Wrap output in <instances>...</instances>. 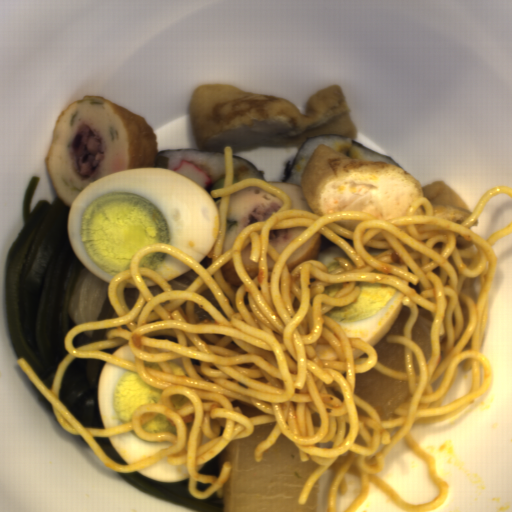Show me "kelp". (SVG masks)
I'll use <instances>...</instances> for the list:
<instances>
[{
	"label": "kelp",
	"mask_w": 512,
	"mask_h": 512,
	"mask_svg": "<svg viewBox=\"0 0 512 512\" xmlns=\"http://www.w3.org/2000/svg\"><path fill=\"white\" fill-rule=\"evenodd\" d=\"M109 329H118L117 326L116 327H110V328H104V329H95L94 333H93V336L92 338H89L83 331L81 333H79L78 335H76L73 339H72V345L75 347V348H78L82 345H85L87 343H91V342H95V341H99V340H103V339H108L107 336H106V332L109 330Z\"/></svg>",
	"instance_id": "kelp-4"
},
{
	"label": "kelp",
	"mask_w": 512,
	"mask_h": 512,
	"mask_svg": "<svg viewBox=\"0 0 512 512\" xmlns=\"http://www.w3.org/2000/svg\"><path fill=\"white\" fill-rule=\"evenodd\" d=\"M40 176L28 182L23 224L5 263L6 324L12 347L51 390L58 364L69 353L65 334L77 326L69 313L83 264L70 246L67 218L71 206L57 195L32 209Z\"/></svg>",
	"instance_id": "kelp-1"
},
{
	"label": "kelp",
	"mask_w": 512,
	"mask_h": 512,
	"mask_svg": "<svg viewBox=\"0 0 512 512\" xmlns=\"http://www.w3.org/2000/svg\"><path fill=\"white\" fill-rule=\"evenodd\" d=\"M106 362L75 357L62 376L60 401L86 427L104 428L98 394Z\"/></svg>",
	"instance_id": "kelp-2"
},
{
	"label": "kelp",
	"mask_w": 512,
	"mask_h": 512,
	"mask_svg": "<svg viewBox=\"0 0 512 512\" xmlns=\"http://www.w3.org/2000/svg\"><path fill=\"white\" fill-rule=\"evenodd\" d=\"M122 345H124V343L119 346H116L114 348L101 349V350L113 355Z\"/></svg>",
	"instance_id": "kelp-9"
},
{
	"label": "kelp",
	"mask_w": 512,
	"mask_h": 512,
	"mask_svg": "<svg viewBox=\"0 0 512 512\" xmlns=\"http://www.w3.org/2000/svg\"><path fill=\"white\" fill-rule=\"evenodd\" d=\"M115 471V470H114ZM118 476L129 484L166 502L195 512H223L222 498L216 491L208 499H199L188 492L189 478L178 482H158L134 472H118Z\"/></svg>",
	"instance_id": "kelp-3"
},
{
	"label": "kelp",
	"mask_w": 512,
	"mask_h": 512,
	"mask_svg": "<svg viewBox=\"0 0 512 512\" xmlns=\"http://www.w3.org/2000/svg\"><path fill=\"white\" fill-rule=\"evenodd\" d=\"M113 318H119V317L108 298L99 321L106 320V319H113Z\"/></svg>",
	"instance_id": "kelp-8"
},
{
	"label": "kelp",
	"mask_w": 512,
	"mask_h": 512,
	"mask_svg": "<svg viewBox=\"0 0 512 512\" xmlns=\"http://www.w3.org/2000/svg\"><path fill=\"white\" fill-rule=\"evenodd\" d=\"M94 437V436H93ZM104 454L109 457L112 461L117 462L119 464L128 465L125 460L118 454V452L114 449L109 437H94Z\"/></svg>",
	"instance_id": "kelp-5"
},
{
	"label": "kelp",
	"mask_w": 512,
	"mask_h": 512,
	"mask_svg": "<svg viewBox=\"0 0 512 512\" xmlns=\"http://www.w3.org/2000/svg\"><path fill=\"white\" fill-rule=\"evenodd\" d=\"M222 466V450L214 457L205 462L200 471L203 474H214L219 477Z\"/></svg>",
	"instance_id": "kelp-6"
},
{
	"label": "kelp",
	"mask_w": 512,
	"mask_h": 512,
	"mask_svg": "<svg viewBox=\"0 0 512 512\" xmlns=\"http://www.w3.org/2000/svg\"><path fill=\"white\" fill-rule=\"evenodd\" d=\"M30 382H31V385H32V388L34 390V393H35V396L37 398V400L40 402V404L46 409V411L53 415L54 417L57 418L56 416V413L54 411V408H53V405L52 403L45 397L43 396L39 390L36 388V386L34 385V383L31 381V379L29 378Z\"/></svg>",
	"instance_id": "kelp-7"
}]
</instances>
